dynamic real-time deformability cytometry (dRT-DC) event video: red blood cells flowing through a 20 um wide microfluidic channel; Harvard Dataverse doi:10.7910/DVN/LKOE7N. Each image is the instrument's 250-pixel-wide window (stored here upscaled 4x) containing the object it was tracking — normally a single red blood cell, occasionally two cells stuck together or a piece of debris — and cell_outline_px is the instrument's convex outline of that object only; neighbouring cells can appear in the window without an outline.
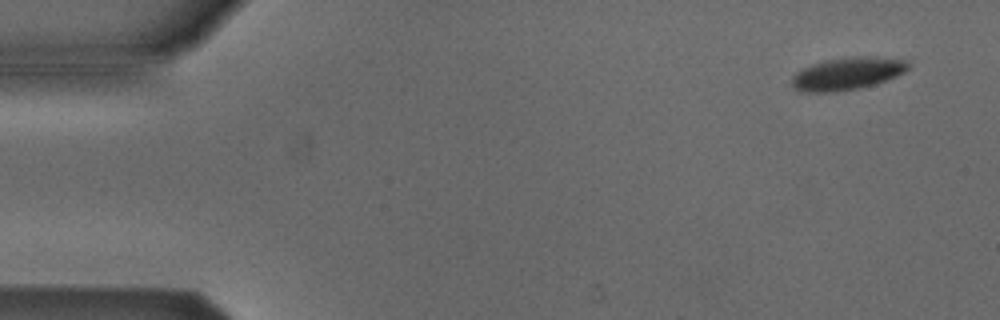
{"species": "Egyptian fruit bat (a non-hibernating species)", "species_latin": "Rousettus aegyptiacus", "temperature_condition": "cold", "stored_images_in_passage": 5, "segment_of_instrument_passage": [1, 2], "camera_frame_rate_fps": 3000, "um_per_image_px": 0.085, "animal": {"sex": "male"}, "frame": {"image": 1, "passage_image": 1, "time_ms": 0.0, "image_size_px": [1000, 320], "cell_outline_px": [[912, 64], [904, 72], [896, 76], [872, 84], [856, 88], [836, 92], [800, 92], [792, 88], [792, 76], [796, 72], [812, 64], [824, 60], [852, 56], [876, 56], [908, 60]], "centroid_in_image_um": [72.01, 6.24], "position_along_channel_um": 13.0, "area_um2": 22.14}}
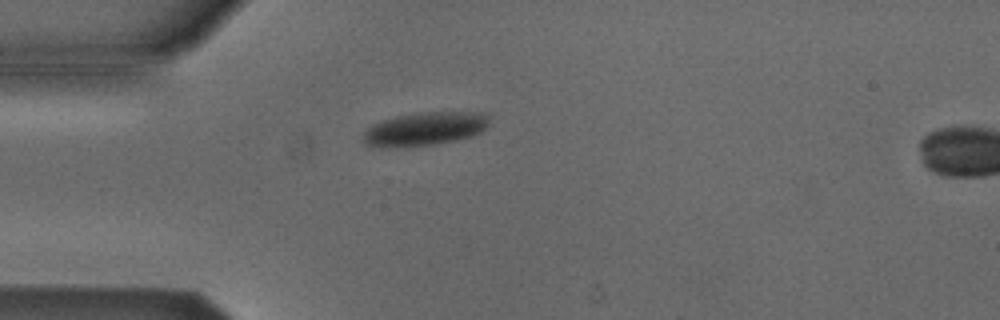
{"frame": {"image": 2, "passage_image": 4, "time_ms": 3.667, "image_size_px": [1000, 320], "cell_outline_px": [[488, 124], [480, 132], [472, 136], [456, 140], [408, 148], [388, 148], [364, 144], [364, 132], [372, 124], [396, 116], [424, 112], [488, 112]], "centroid_in_image_um": [36.11, 10.96], "position_along_channel_um": 48.9, "area_um2": 24.68}}